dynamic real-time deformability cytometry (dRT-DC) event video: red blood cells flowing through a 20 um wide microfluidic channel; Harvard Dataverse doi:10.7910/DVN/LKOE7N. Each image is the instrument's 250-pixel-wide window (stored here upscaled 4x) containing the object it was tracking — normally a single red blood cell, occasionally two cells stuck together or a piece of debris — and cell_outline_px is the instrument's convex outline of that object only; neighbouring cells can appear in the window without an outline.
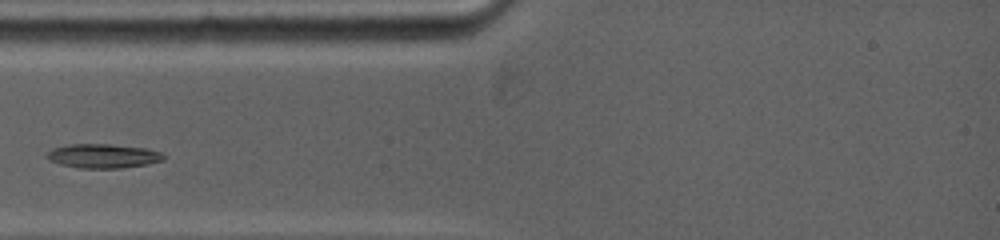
{"species": "common noctule bat (a hibernating species)", "species_latin": "Nyctalus noctula", "temperature_condition": "warm", "stored_images_in_passage": 20, "camera_frame_rate_fps": 5000, "um_per_image_px": 0.085, "animal": {"sex": "female", "body_mass_g": 19.0, "forearm_length_mm": 53.3}, "frame": {"image": 1, "passage_image": 4, "time_ms": 2.2, "image_size_px": [1000, 240], "cell_outline_px": [[164, 160], [148, 164], [120, 168], [76, 168], [60, 164], [48, 160], [44, 156], [52, 148], [64, 144], [112, 144], [144, 148], [160, 152], [164, 156]], "centroid_in_image_um": [8.69, 13.25], "position_along_channel_um": 76.3, "area_um2": 16.59}}
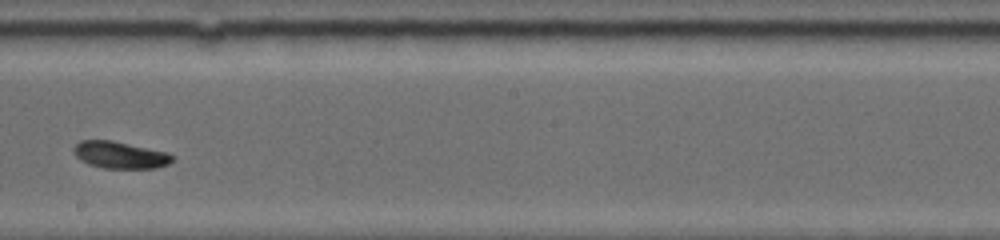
{"frame": {"image": 2, "passage_image": 11, "time_ms": 6.4, "image_size_px": [1000, 240], "cell_outline_px": [[172, 160], [168, 164], [156, 168], [104, 168], [88, 164], [80, 160], [72, 152], [72, 148], [80, 140], [112, 140], [168, 152], [172, 156]], "centroid_in_image_um": [10.16, 13.16], "position_along_channel_um": 238.0, "area_um2": 15.55}}
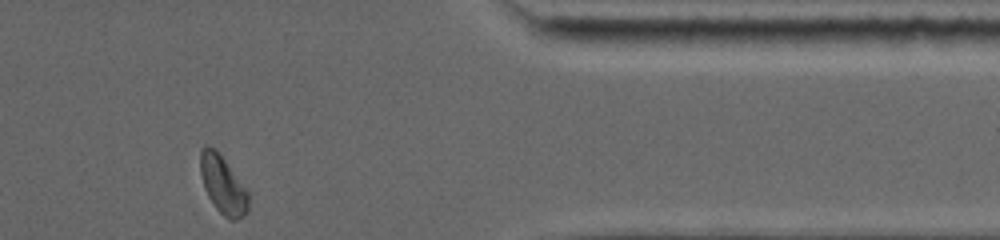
{"frame": {"image": 3, "passage_image": 20, "time_ms": 11.0, "image_size_px": [1000, 240], "cell_outline_px": [[248, 212], [244, 216], [236, 220], [228, 220], [216, 208], [208, 196], [204, 188], [200, 172], [200, 152], [204, 144], [212, 148], [224, 160], [248, 192]], "centroid_in_image_um": [18.93, 15.76], "position_along_channel_um": 392.5, "area_um2": 15.9}, "authors_computed_cell_mechanics": {"area_um2": 15.7794, "velocity_mm_per_s": 3.8518, "shape_relaxation_time_tau1_ms": 2.9968, "shape_relaxation_time_tau2_ms": null, "deformation_change_tau1": 0.0941, "deformation_change_tau2": null}}